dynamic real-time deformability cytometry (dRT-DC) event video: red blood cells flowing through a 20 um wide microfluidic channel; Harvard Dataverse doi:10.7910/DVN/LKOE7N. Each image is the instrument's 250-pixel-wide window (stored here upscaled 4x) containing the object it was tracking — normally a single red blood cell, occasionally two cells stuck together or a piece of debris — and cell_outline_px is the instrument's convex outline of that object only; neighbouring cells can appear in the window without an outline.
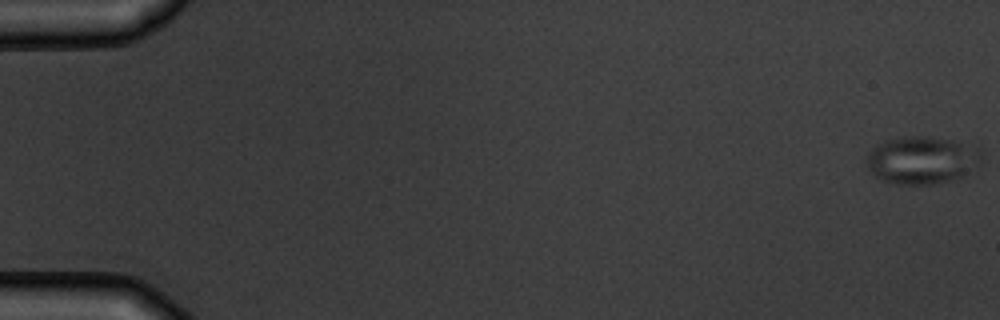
{"species": "common noctule bat (a hibernating species)", "species_latin": "Nyctalus noctula", "temperature_condition": "warm", "stored_images_in_passage": 5, "camera_frame_rate_fps": 3000, "um_per_image_px": 0.085, "animal": {"sex": "male", "body_mass_g": 19.5, "forearm_length_mm": 54.6}, "frame": {"image": 1, "passage_image": 1, "time_ms": 0.0, "image_size_px": [1000, 320], "cell_outline_px": [[984, 164], [960, 176], [948, 180], [932, 184], [900, 184], [884, 180], [876, 176], [868, 168], [868, 152], [876, 144], [888, 140], [904, 136], [928, 136], [952, 140], [980, 148], [984, 160]], "centroid_in_image_um": [78.42, 13.59], "position_along_channel_um": 6.6, "area_um2": 31.85}}